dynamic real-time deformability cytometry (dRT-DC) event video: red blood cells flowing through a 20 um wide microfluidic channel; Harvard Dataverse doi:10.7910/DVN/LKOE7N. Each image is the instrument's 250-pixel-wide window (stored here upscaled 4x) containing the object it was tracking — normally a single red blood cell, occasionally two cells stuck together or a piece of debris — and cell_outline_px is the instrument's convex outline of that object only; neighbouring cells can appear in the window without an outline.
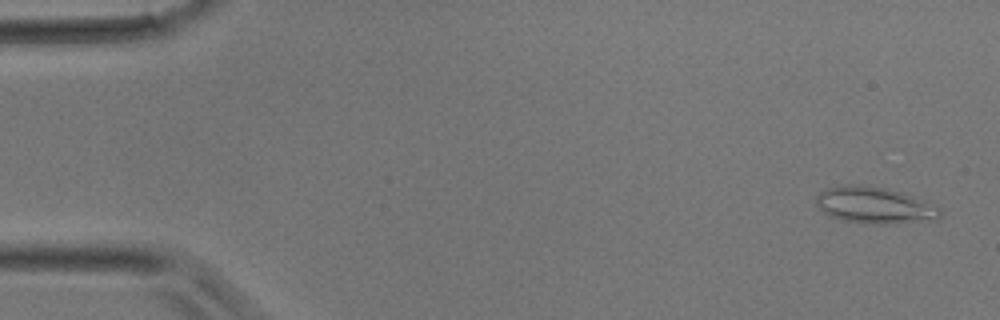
{"species": "common noctule bat (a hibernating species)", "species_latin": "Nyctalus noctula", "temperature_condition": "room temperature", "stored_images_in_passage": 38, "camera_frame_rate_fps": 3000, "um_per_image_px": 0.085, "animal": {"sex": "male", "body_mass_g": 17.9}, "frame": {"image": 1, "passage_image": 2, "time_ms": 0.333, "image_size_px": [1000, 320], "cell_outline_px": [[940, 220], [884, 224], [864, 224], [840, 220], [824, 212], [816, 204], [816, 196], [820, 192], [828, 188], [844, 184], [856, 184], [884, 188], [900, 192], [912, 196], [940, 208]], "centroid_in_image_um": [74.33, 17.46], "position_along_channel_um": 10.7, "area_um2": 26.36}}
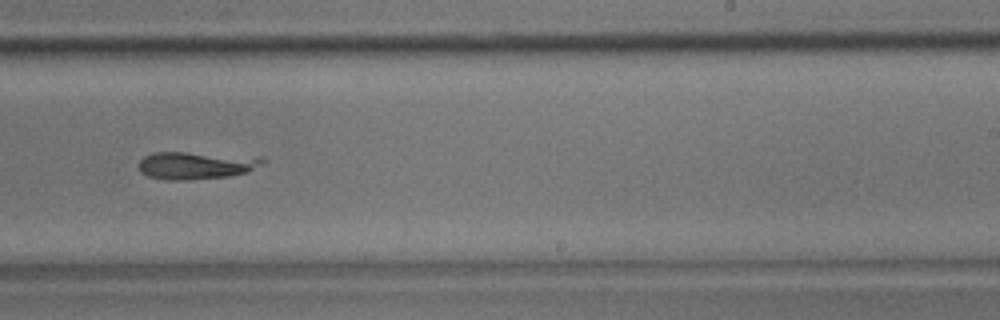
{"frame": {"image": 2, "passage_image": 24, "time_ms": 7.667, "image_size_px": [1000, 320], "cell_outline_px": [[268, 160], [264, 164], [248, 172], [228, 176], [188, 180], [164, 180], [148, 176], [140, 172], [140, 160], [144, 156], [152, 152], [184, 152], [264, 156]], "centroid_in_image_um": [16.75, 14.04], "position_along_channel_um": 272.3, "area_um2": 20.35}}
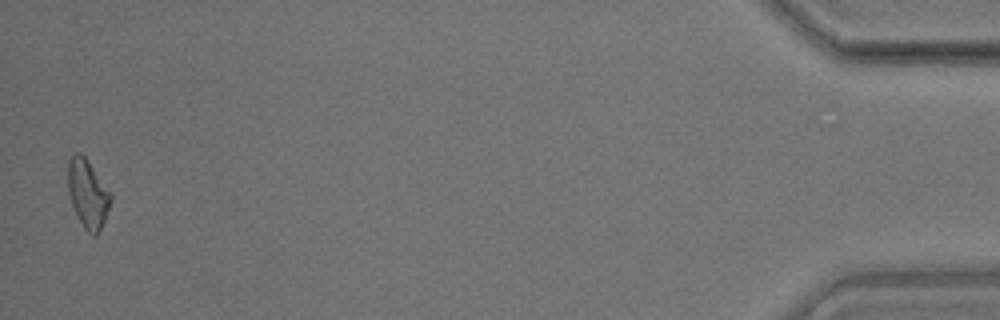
{"frame": {"image": 3, "passage_image": 38, "time_ms": 12.333, "image_size_px": [1000, 320], "cell_outline_px": [[112, 200], [104, 220], [96, 236], [92, 236], [84, 228], [72, 204], [68, 192], [68, 160], [76, 152], [80, 152], [84, 156], [112, 192]], "centroid_in_image_um": [7.47, 16.45], "position_along_channel_um": 427.7, "area_um2": 16.94}}